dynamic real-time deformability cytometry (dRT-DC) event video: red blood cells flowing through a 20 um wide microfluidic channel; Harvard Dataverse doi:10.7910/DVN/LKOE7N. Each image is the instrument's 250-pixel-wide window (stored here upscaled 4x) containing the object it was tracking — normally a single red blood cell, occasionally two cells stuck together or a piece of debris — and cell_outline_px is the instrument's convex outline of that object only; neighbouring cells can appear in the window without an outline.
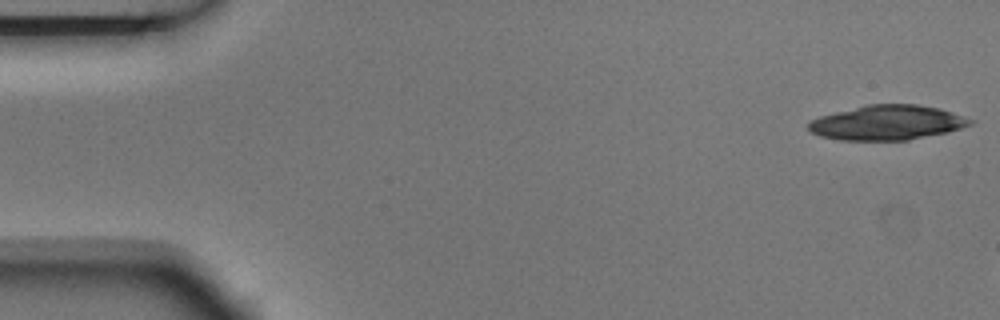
{"species": "Egyptian fruit bat (a non-hibernating species)", "species_latin": "Rousettus aegyptiacus", "temperature_condition": "room temperature", "stored_images_in_passage": 3, "camera_frame_rate_fps": 3000, "um_per_image_px": 0.085, "animal": {"sex": "male"}, "frame": {"image": 1, "passage_image": 1, "time_ms": 0.0, "image_size_px": [1000, 320], "cell_outline_px": [[976, 120], [972, 124], [948, 132], [908, 140], [840, 140], [820, 136], [812, 132], [808, 128], [808, 120], [820, 116], [868, 104], [916, 104], [940, 108]], "centroid_in_image_um": [75.43, 10.42], "position_along_channel_um": 9.6, "area_um2": 32.77}}